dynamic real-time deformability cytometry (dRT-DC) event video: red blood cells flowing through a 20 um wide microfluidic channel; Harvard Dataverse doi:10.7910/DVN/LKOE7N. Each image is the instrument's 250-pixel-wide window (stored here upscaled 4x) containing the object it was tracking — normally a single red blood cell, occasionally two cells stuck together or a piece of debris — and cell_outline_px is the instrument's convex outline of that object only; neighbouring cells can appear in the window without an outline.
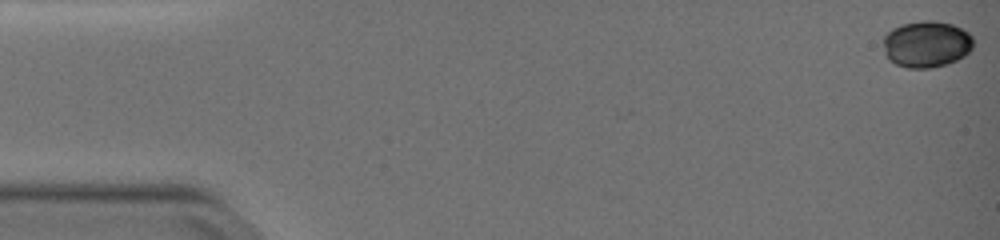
{"species": "common noctule bat (a hibernating species)", "species_latin": "Nyctalus noctula", "temperature_condition": "warm", "stored_images_in_passage": 3, "camera_frame_rate_fps": 3000, "um_per_image_px": 0.085, "animal": {"sex": "female", "body_mass_g": 19.0, "forearm_length_mm": 51.5}, "frame": {"image": 1, "passage_image": 1, "time_ms": 0.0, "image_size_px": [1000, 240], "cell_outline_px": [[972, 48], [964, 56], [948, 64], [928, 68], [908, 68], [896, 64], [888, 60], [884, 52], [884, 36], [892, 28], [900, 24], [924, 20], [932, 20], [952, 24], [968, 32], [972, 36]], "centroid_in_image_um": [78.73, 3.75], "position_along_channel_um": 6.3, "area_um2": 24.51}}